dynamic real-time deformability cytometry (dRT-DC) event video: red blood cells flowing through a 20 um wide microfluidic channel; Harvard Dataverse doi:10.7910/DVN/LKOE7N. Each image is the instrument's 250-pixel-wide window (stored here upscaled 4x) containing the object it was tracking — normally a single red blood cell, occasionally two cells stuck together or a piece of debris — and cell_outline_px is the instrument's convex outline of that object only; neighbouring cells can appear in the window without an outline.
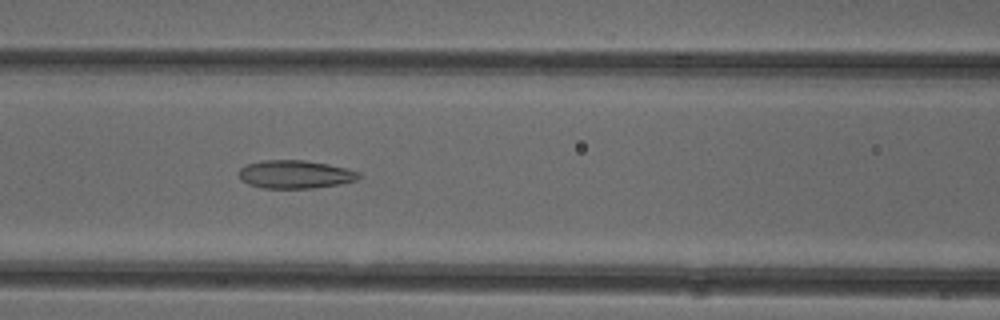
{"species": "common noctule bat (a hibernating species)", "species_latin": "Nyctalus noctula", "temperature_condition": "cold", "stored_images_in_passage": 52, "camera_frame_rate_fps": 3000, "um_per_image_px": 0.085, "animal": {"sex": "female"}, "frame": {"image": 1, "passage_image": 22, "time_ms": 7.0, "image_size_px": [1000, 320], "cell_outline_px": [[360, 176], [356, 180], [340, 184], [312, 188], [260, 188], [248, 184], [240, 180], [240, 168], [248, 164], [264, 160], [304, 160], [328, 164], [348, 168], [360, 172]], "centroid_in_image_um": [25.1, 14.82], "position_along_channel_um": 141.5, "area_um2": 19.71}}
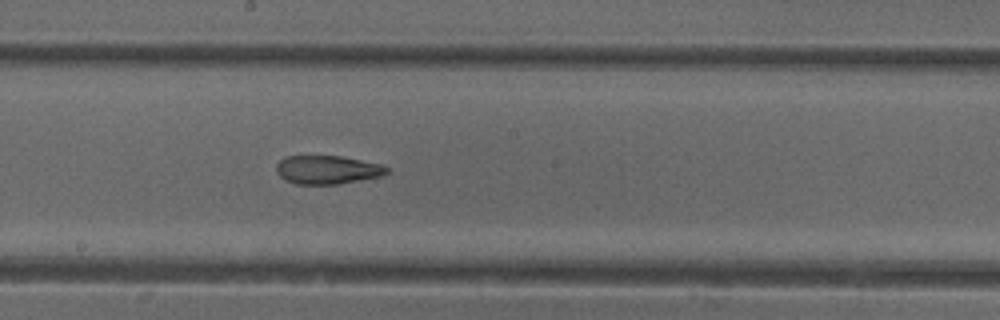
{"frame": {"image": 2, "passage_image": 28, "time_ms": 9.0, "image_size_px": [1000, 320], "cell_outline_px": [[388, 172], [380, 176], [336, 184], [296, 184], [284, 180], [276, 172], [276, 164], [280, 160], [288, 156], [340, 156], [380, 164], [388, 168]], "centroid_in_image_um": [27.77, 14.43], "position_along_channel_um": 220.4, "area_um2": 18.15}}
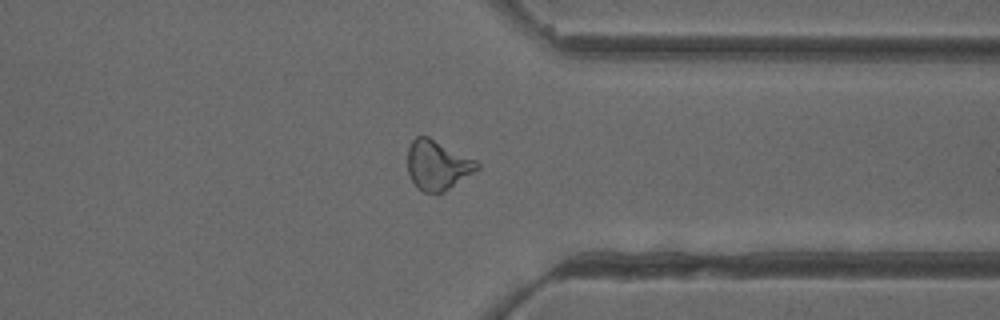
{"frame": {"image": 3, "passage_image": 40, "time_ms": 13.0, "image_size_px": [1000, 320], "cell_outline_px": [[480, 168], [444, 192], [436, 196], [424, 192], [416, 188], [408, 172], [408, 148], [412, 140], [416, 136], [428, 136], [476, 160], [480, 164]], "centroid_in_image_um": [37.18, 14.06], "position_along_channel_um": 374.2, "area_um2": 20.29}, "authors_computed_cell_mechanics": {"area_um2": 20.4901, "velocity_mm_per_s": 3.9482, "shape_relaxation_time_tau1_ms": null, "shape_relaxation_time_tau2_ms": 3.4017, "deformation_change_tau1": null, "deformation_change_tau2": 0.1358}}